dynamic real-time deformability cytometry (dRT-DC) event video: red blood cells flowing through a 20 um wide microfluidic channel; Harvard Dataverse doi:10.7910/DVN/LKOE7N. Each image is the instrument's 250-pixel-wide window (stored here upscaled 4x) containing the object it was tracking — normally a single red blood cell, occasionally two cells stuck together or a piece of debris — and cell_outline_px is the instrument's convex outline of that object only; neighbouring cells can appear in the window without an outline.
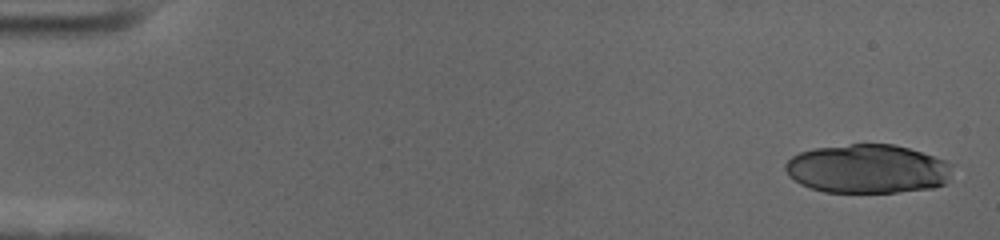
{"species": "human", "species_latin": "Homo sapiens", "temperature_condition": "cold", "stored_images_in_passage": 54, "segment_of_instrument_passage": [1, 2], "camera_frame_rate_fps": 3000, "um_per_image_px": 0.085, "donor": {"sex": "female"}, "frame": {"image": 1, "passage_image": 1, "time_ms": 0.0, "image_size_px": [1000, 240], "cell_outline_px": [[952, 164], [948, 176], [944, 184], [932, 188], [896, 192], [824, 192], [800, 184], [788, 176], [784, 168], [784, 164], [792, 156], [800, 152], [816, 148], [852, 144], [892, 144], [908, 148], [944, 160]], "centroid_in_image_um": [73.69, 14.36], "position_along_channel_um": 11.3, "area_um2": 47.34}}
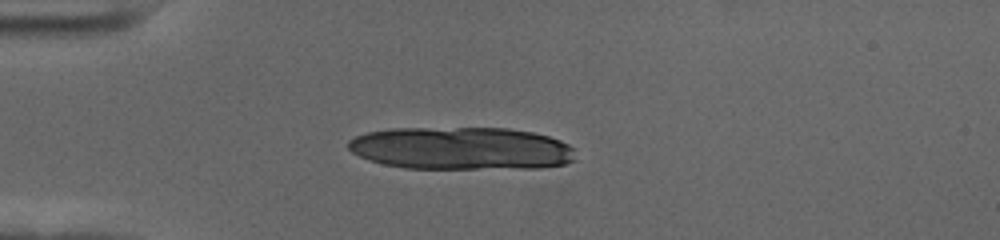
{"frame": {"image": 2, "passage_image": 14, "time_ms": 4.333, "image_size_px": [1000, 240], "cell_outline_px": [[576, 160], [564, 164], [540, 168], [404, 168], [384, 164], [368, 160], [352, 152], [348, 148], [348, 140], [356, 136], [368, 132], [388, 128], [508, 128], [532, 132], [548, 136], [560, 140], [568, 144], [572, 148]], "centroid_in_image_um": [39.2, 12.61], "position_along_channel_um": 45.8, "area_um2": 56.76}}